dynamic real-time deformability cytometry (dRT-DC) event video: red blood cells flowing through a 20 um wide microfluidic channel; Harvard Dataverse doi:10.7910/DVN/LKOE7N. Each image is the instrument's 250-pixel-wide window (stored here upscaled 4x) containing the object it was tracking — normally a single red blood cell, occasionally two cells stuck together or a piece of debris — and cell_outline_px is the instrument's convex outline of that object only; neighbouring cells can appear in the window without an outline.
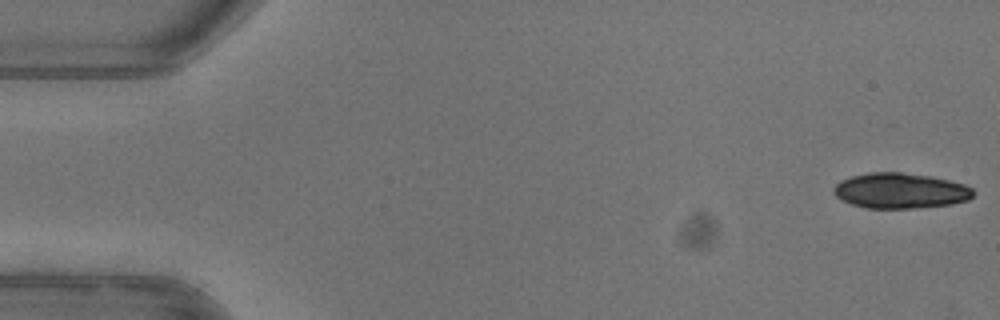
{"species": "common noctule bat (a hibernating species)", "species_latin": "Nyctalus noctula", "temperature_condition": "warm", "stored_images_in_passage": 16, "camera_frame_rate_fps": 3000, "um_per_image_px": 0.085, "animal": {"sex": "female"}, "frame": {"image": 1, "passage_image": 1, "time_ms": 0.0, "image_size_px": [1000, 320], "cell_outline_px": [[972, 196], [968, 200], [952, 204], [916, 208], [864, 208], [840, 200], [832, 192], [832, 188], [840, 180], [852, 176], [868, 172], [900, 172], [928, 176], [948, 180], [964, 184], [972, 188]], "centroid_in_image_um": [76.47, 16.21], "position_along_channel_um": 8.5, "area_um2": 28.84}}
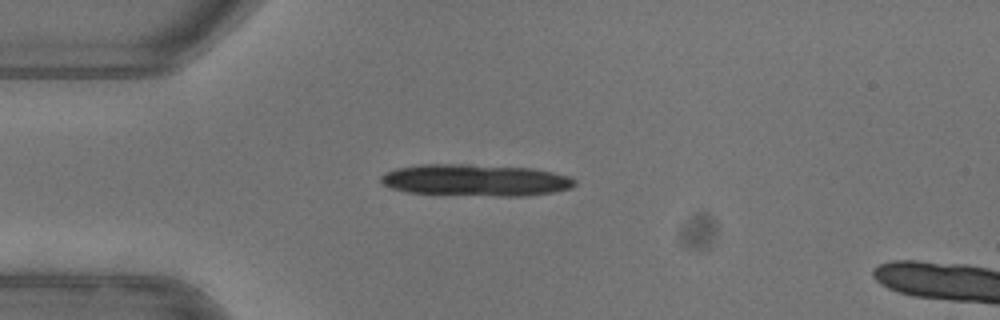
{"frame": {"image": 2, "passage_image": 13, "time_ms": 4.0, "image_size_px": [1000, 320], "cell_outline_px": [[576, 184], [572, 188], [552, 192], [528, 196], [496, 196], [408, 192], [392, 188], [380, 184], [380, 176], [384, 172], [396, 168], [420, 164], [468, 164], [532, 168], [572, 176], [576, 180]], "centroid_in_image_um": [40.43, 15.31], "position_along_channel_um": 44.6, "area_um2": 36.18}}